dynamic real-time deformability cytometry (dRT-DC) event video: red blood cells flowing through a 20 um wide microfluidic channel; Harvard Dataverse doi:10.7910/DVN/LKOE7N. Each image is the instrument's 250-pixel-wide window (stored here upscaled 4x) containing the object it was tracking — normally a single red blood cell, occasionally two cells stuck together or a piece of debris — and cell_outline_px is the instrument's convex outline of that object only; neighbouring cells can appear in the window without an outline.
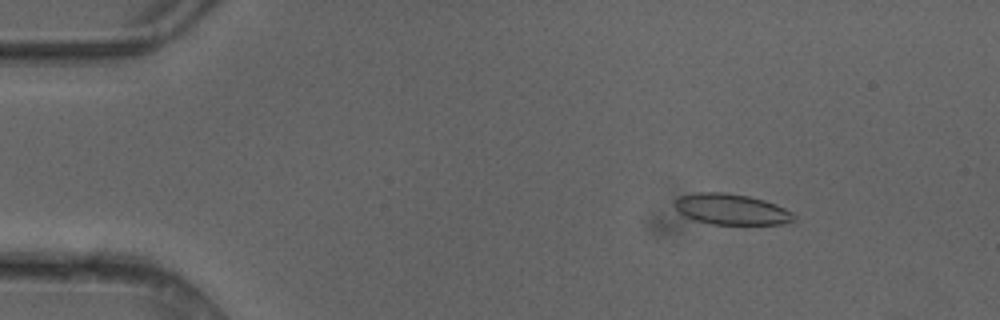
{"species": "common noctule bat (a hibernating species)", "species_latin": "Nyctalus noctula", "temperature_condition": "cold", "stored_images_in_passage": 4, "camera_frame_rate_fps": 3000, "um_per_image_px": 0.085, "animal": {"sex": "female"}, "frame": {"image": 1, "passage_image": 2, "time_ms": 0.333, "image_size_px": [1000, 320], "cell_outline_px": [[796, 220], [780, 224], [712, 224], [696, 220], [684, 216], [676, 208], [676, 200], [680, 196], [700, 192], [724, 192], [748, 196], [764, 200], [776, 204], [792, 212], [796, 216]], "centroid_in_image_um": [62.2, 17.79], "position_along_channel_um": 22.8, "area_um2": 21.21}}